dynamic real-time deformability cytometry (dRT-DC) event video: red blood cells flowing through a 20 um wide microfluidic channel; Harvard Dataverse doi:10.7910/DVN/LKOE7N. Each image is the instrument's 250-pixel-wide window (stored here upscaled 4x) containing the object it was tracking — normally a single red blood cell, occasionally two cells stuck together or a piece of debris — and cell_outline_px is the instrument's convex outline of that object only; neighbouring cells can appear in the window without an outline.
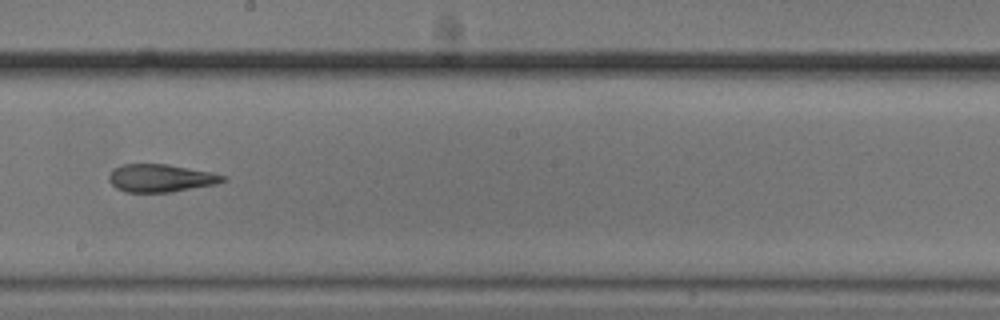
{"species": "common noctule bat (a hibernating species)", "species_latin": "Nyctalus noctula", "temperature_condition": "cold", "stored_images_in_passage": 41, "camera_frame_rate_fps": 3000, "um_per_image_px": 0.085, "animal": {"sex": "male", "body_mass_g": 20.5, "forearm_length_mm": 52.5}, "frame": {"image": 1, "passage_image": 18, "time_ms": 5.667, "image_size_px": [1000, 320], "cell_outline_px": [[228, 180], [216, 184], [172, 192], [124, 192], [116, 188], [108, 180], [108, 176], [112, 168], [124, 164], [168, 164], [212, 172], [228, 176]], "centroid_in_image_um": [13.68, 15.13], "position_along_channel_um": 234.5, "area_um2": 18.73}}
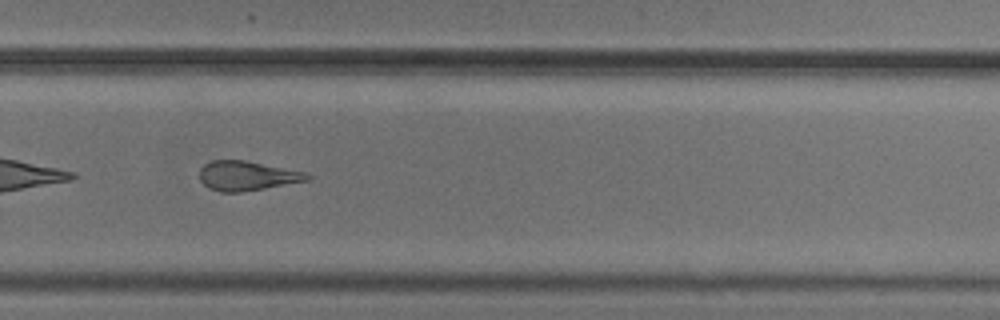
{"frame": {"image": 2, "passage_image": 24, "time_ms": 7.667, "image_size_px": [1000, 320], "cell_outline_px": [[312, 176], [308, 180], [244, 192], [220, 192], [208, 188], [200, 180], [200, 168], [204, 164], [212, 160], [244, 160], [304, 172]], "centroid_in_image_um": [20.95, 14.95], "position_along_channel_um": 308.8, "area_um2": 18.38}, "authors_computed_cell_mechanics": {"area_um2": 19.5364, "velocity_mm_per_s": 3.7377, "shape_relaxation_time_tau1_ms": 9.2178, "shape_relaxation_time_tau2_ms": 2.5143, "deformation_change_tau1": 0.2402, "deformation_change_tau2": 0.107}}